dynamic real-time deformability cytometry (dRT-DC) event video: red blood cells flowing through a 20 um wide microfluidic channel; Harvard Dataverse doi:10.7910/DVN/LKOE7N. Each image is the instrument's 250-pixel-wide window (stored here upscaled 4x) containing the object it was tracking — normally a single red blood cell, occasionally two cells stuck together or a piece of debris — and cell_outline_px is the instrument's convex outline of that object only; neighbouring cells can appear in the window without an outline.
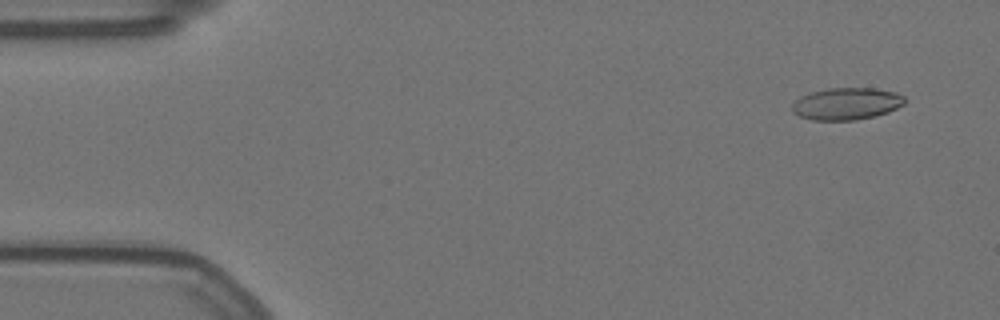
{"species": "Egyptian fruit bat (a non-hibernating species)", "species_latin": "Rousettus aegyptiacus", "temperature_condition": "warm", "stored_images_in_passage": 57, "camera_frame_rate_fps": 3000, "um_per_image_px": 0.085, "animal": {"sex": "female"}, "frame": {"image": 1, "passage_image": 4, "time_ms": 1.0, "image_size_px": [1000, 320], "cell_outline_px": [[904, 104], [888, 112], [876, 116], [856, 120], [812, 120], [800, 116], [792, 112], [792, 104], [800, 96], [812, 92], [828, 88], [872, 88], [896, 92], [904, 96]], "centroid_in_image_um": [71.95, 8.82], "position_along_channel_um": 13.1, "area_um2": 21.04}}
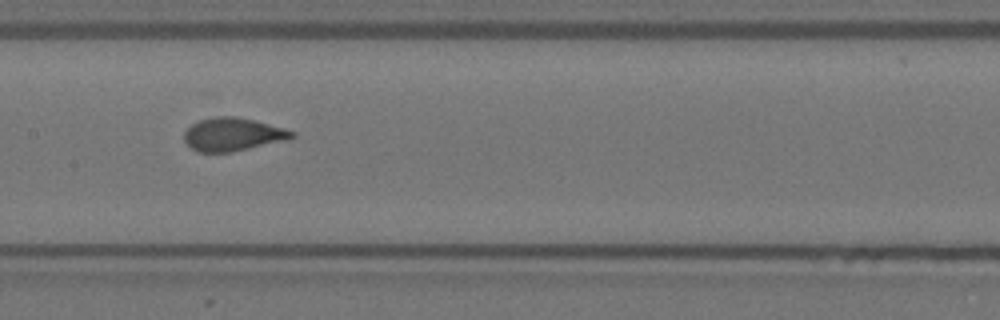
{"frame": {"image": 2, "passage_image": 28, "time_ms": 9.0, "image_size_px": [1000, 320], "cell_outline_px": [[296, 136], [288, 140], [232, 152], [196, 152], [184, 140], [184, 132], [196, 120], [216, 116], [236, 116], [268, 124], [296, 132]], "centroid_in_image_um": [19.78, 11.42], "position_along_channel_um": 187.6, "area_um2": 20.87}}
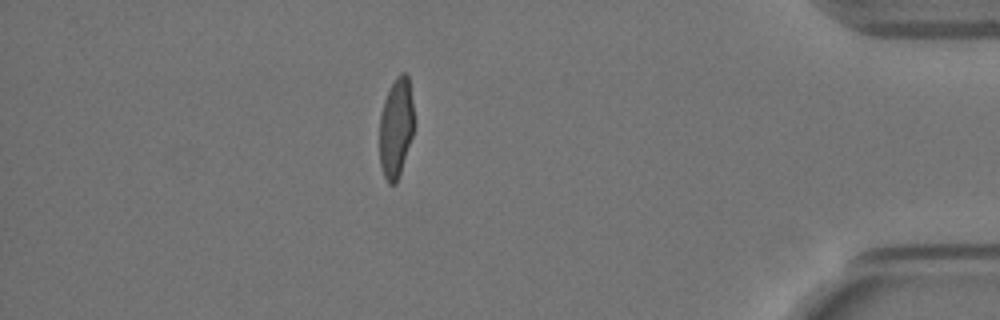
{"frame": {"image": 3, "passage_image": 50, "time_ms": 16.333, "image_size_px": [1000, 320], "cell_outline_px": [[412, 136], [396, 184], [388, 184], [384, 176], [380, 164], [380, 116], [384, 100], [396, 76], [400, 72], [404, 72], [408, 76], [412, 100]], "centroid_in_image_um": [33.64, 10.86], "position_along_channel_um": 401.6, "area_um2": 19.59}, "authors_computed_cell_mechanics": {"area_um2": 21.2126, "velocity_mm_per_s": 3.525, "shape_relaxation_time_tau1_ms": 6.2762, "shape_relaxation_time_tau2_ms": null, "deformation_change_tau1": 0.173, "deformation_change_tau2": null}}